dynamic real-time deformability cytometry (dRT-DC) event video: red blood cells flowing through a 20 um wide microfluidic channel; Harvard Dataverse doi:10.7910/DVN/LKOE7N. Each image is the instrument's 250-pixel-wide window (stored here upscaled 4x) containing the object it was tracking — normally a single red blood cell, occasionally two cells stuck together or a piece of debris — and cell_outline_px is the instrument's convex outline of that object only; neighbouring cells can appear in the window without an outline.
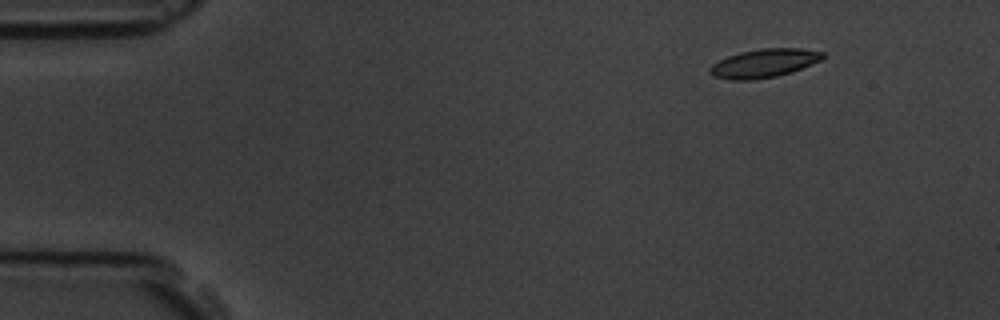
{"species": "common noctule bat (a hibernating species)", "species_latin": "Nyctalus noctula", "temperature_condition": "room temperature", "stored_images_in_passage": 3, "camera_frame_rate_fps": 3000, "um_per_image_px": 0.085, "animal": {"sex": "male", "body_mass_g": 19.5, "forearm_length_mm": 54.6}, "frame": {"image": 1, "passage_image": 1, "time_ms": 0.0, "image_size_px": [1000, 320], "cell_outline_px": [[824, 56], [820, 60], [812, 64], [792, 72], [776, 76], [752, 80], [732, 80], [712, 76], [708, 72], [708, 68], [712, 64], [728, 56], [740, 52], [760, 48], [800, 48], [824, 52]], "centroid_in_image_um": [64.92, 5.37], "position_along_channel_um": 20.1, "area_um2": 18.84}}